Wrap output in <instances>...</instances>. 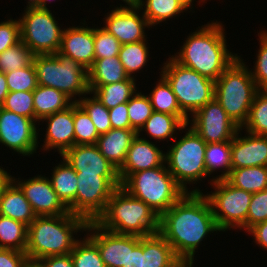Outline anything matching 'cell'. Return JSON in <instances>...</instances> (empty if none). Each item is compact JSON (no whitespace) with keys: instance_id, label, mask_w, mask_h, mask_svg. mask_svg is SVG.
Here are the masks:
<instances>
[{"instance_id":"6da1fadb","label":"cell","mask_w":267,"mask_h":267,"mask_svg":"<svg viewBox=\"0 0 267 267\" xmlns=\"http://www.w3.org/2000/svg\"><path fill=\"white\" fill-rule=\"evenodd\" d=\"M220 232L212 208L203 192H187L159 218V234L175 255L190 266L202 241ZM204 239V240H203Z\"/></svg>"},{"instance_id":"7a4b0ae2","label":"cell","mask_w":267,"mask_h":267,"mask_svg":"<svg viewBox=\"0 0 267 267\" xmlns=\"http://www.w3.org/2000/svg\"><path fill=\"white\" fill-rule=\"evenodd\" d=\"M223 27L218 20L198 26L199 29L186 36L179 52L170 56L180 65L216 81L239 58L228 49Z\"/></svg>"},{"instance_id":"3957f363","label":"cell","mask_w":267,"mask_h":267,"mask_svg":"<svg viewBox=\"0 0 267 267\" xmlns=\"http://www.w3.org/2000/svg\"><path fill=\"white\" fill-rule=\"evenodd\" d=\"M87 223L84 218L70 212L59 216H36L28 226L27 257L41 259L69 254L79 235L85 232Z\"/></svg>"},{"instance_id":"277c9868","label":"cell","mask_w":267,"mask_h":267,"mask_svg":"<svg viewBox=\"0 0 267 267\" xmlns=\"http://www.w3.org/2000/svg\"><path fill=\"white\" fill-rule=\"evenodd\" d=\"M159 218L146 203L120 186L113 191L105 211L95 222L117 234L146 237L159 233Z\"/></svg>"},{"instance_id":"5b68a950","label":"cell","mask_w":267,"mask_h":267,"mask_svg":"<svg viewBox=\"0 0 267 267\" xmlns=\"http://www.w3.org/2000/svg\"><path fill=\"white\" fill-rule=\"evenodd\" d=\"M181 131V134L183 132L185 134L181 135L178 140L176 137L172 145L167 146L168 150L165 152L166 167L186 193L202 192L199 187H194L193 184L197 185L208 177L205 168L207 143L188 124ZM187 185L190 187L192 185L195 189H190Z\"/></svg>"},{"instance_id":"8992f818","label":"cell","mask_w":267,"mask_h":267,"mask_svg":"<svg viewBox=\"0 0 267 267\" xmlns=\"http://www.w3.org/2000/svg\"><path fill=\"white\" fill-rule=\"evenodd\" d=\"M242 55L215 81L214 98L227 115L241 128L247 121L250 107L259 91Z\"/></svg>"},{"instance_id":"52a82bcc","label":"cell","mask_w":267,"mask_h":267,"mask_svg":"<svg viewBox=\"0 0 267 267\" xmlns=\"http://www.w3.org/2000/svg\"><path fill=\"white\" fill-rule=\"evenodd\" d=\"M121 187L146 203L159 217L186 193L174 180L166 164L130 174Z\"/></svg>"},{"instance_id":"ba28073f","label":"cell","mask_w":267,"mask_h":267,"mask_svg":"<svg viewBox=\"0 0 267 267\" xmlns=\"http://www.w3.org/2000/svg\"><path fill=\"white\" fill-rule=\"evenodd\" d=\"M33 64L38 85L62 91L74 102L90 93L88 70L71 57L60 52L34 55Z\"/></svg>"},{"instance_id":"9c48e42d","label":"cell","mask_w":267,"mask_h":267,"mask_svg":"<svg viewBox=\"0 0 267 267\" xmlns=\"http://www.w3.org/2000/svg\"><path fill=\"white\" fill-rule=\"evenodd\" d=\"M159 72L170 84L180 109L191 117L214 99L215 81L177 63L170 55Z\"/></svg>"},{"instance_id":"30bf717a","label":"cell","mask_w":267,"mask_h":267,"mask_svg":"<svg viewBox=\"0 0 267 267\" xmlns=\"http://www.w3.org/2000/svg\"><path fill=\"white\" fill-rule=\"evenodd\" d=\"M214 191L207 197L220 232L230 230L247 233V215L252 193L231 185L226 179L210 184Z\"/></svg>"},{"instance_id":"8fae6325","label":"cell","mask_w":267,"mask_h":267,"mask_svg":"<svg viewBox=\"0 0 267 267\" xmlns=\"http://www.w3.org/2000/svg\"><path fill=\"white\" fill-rule=\"evenodd\" d=\"M24 12V13H23ZM19 19L21 41L34 55L59 52L64 28L50 9L24 8Z\"/></svg>"},{"instance_id":"7c38bea8","label":"cell","mask_w":267,"mask_h":267,"mask_svg":"<svg viewBox=\"0 0 267 267\" xmlns=\"http://www.w3.org/2000/svg\"><path fill=\"white\" fill-rule=\"evenodd\" d=\"M37 122L0 107V144L24 157L37 153L40 145ZM39 128V129H38ZM39 144V145H38Z\"/></svg>"},{"instance_id":"4fadbf2b","label":"cell","mask_w":267,"mask_h":267,"mask_svg":"<svg viewBox=\"0 0 267 267\" xmlns=\"http://www.w3.org/2000/svg\"><path fill=\"white\" fill-rule=\"evenodd\" d=\"M116 188L97 174H77L75 215L87 222L96 221L105 211L107 202Z\"/></svg>"},{"instance_id":"5bb4252c","label":"cell","mask_w":267,"mask_h":267,"mask_svg":"<svg viewBox=\"0 0 267 267\" xmlns=\"http://www.w3.org/2000/svg\"><path fill=\"white\" fill-rule=\"evenodd\" d=\"M188 125L206 143L231 141L240 129L215 98L198 109Z\"/></svg>"},{"instance_id":"9a60e30c","label":"cell","mask_w":267,"mask_h":267,"mask_svg":"<svg viewBox=\"0 0 267 267\" xmlns=\"http://www.w3.org/2000/svg\"><path fill=\"white\" fill-rule=\"evenodd\" d=\"M23 179L11 176V180L21 189L36 216H59L69 212L58 198L47 176L36 174L34 177Z\"/></svg>"},{"instance_id":"2e32d148","label":"cell","mask_w":267,"mask_h":267,"mask_svg":"<svg viewBox=\"0 0 267 267\" xmlns=\"http://www.w3.org/2000/svg\"><path fill=\"white\" fill-rule=\"evenodd\" d=\"M114 8V9H113ZM103 18L105 30L111 33L121 44L147 40L145 29L151 26L139 7L114 6Z\"/></svg>"},{"instance_id":"e0dca14e","label":"cell","mask_w":267,"mask_h":267,"mask_svg":"<svg viewBox=\"0 0 267 267\" xmlns=\"http://www.w3.org/2000/svg\"><path fill=\"white\" fill-rule=\"evenodd\" d=\"M60 157L68 162L76 174H97L104 176L115 188L121 186L118 169L100 153L96 144L74 145Z\"/></svg>"},{"instance_id":"ac0fdd59","label":"cell","mask_w":267,"mask_h":267,"mask_svg":"<svg viewBox=\"0 0 267 267\" xmlns=\"http://www.w3.org/2000/svg\"><path fill=\"white\" fill-rule=\"evenodd\" d=\"M85 234L97 245L106 267H127L128 249H133V235L117 234L88 222Z\"/></svg>"},{"instance_id":"d6986e66","label":"cell","mask_w":267,"mask_h":267,"mask_svg":"<svg viewBox=\"0 0 267 267\" xmlns=\"http://www.w3.org/2000/svg\"><path fill=\"white\" fill-rule=\"evenodd\" d=\"M82 21L78 26L64 28L59 52L89 70L95 61L94 26L89 27L85 20Z\"/></svg>"},{"instance_id":"ffe728a7","label":"cell","mask_w":267,"mask_h":267,"mask_svg":"<svg viewBox=\"0 0 267 267\" xmlns=\"http://www.w3.org/2000/svg\"><path fill=\"white\" fill-rule=\"evenodd\" d=\"M158 146L159 144L137 134L127 151L125 162L118 170L121 183L132 173L163 166L165 152Z\"/></svg>"},{"instance_id":"44dd1931","label":"cell","mask_w":267,"mask_h":267,"mask_svg":"<svg viewBox=\"0 0 267 267\" xmlns=\"http://www.w3.org/2000/svg\"><path fill=\"white\" fill-rule=\"evenodd\" d=\"M46 122V131L43 145L39 149L44 151H57L60 156L75 145L73 104L63 111L56 112L43 118Z\"/></svg>"},{"instance_id":"7402d4cb","label":"cell","mask_w":267,"mask_h":267,"mask_svg":"<svg viewBox=\"0 0 267 267\" xmlns=\"http://www.w3.org/2000/svg\"><path fill=\"white\" fill-rule=\"evenodd\" d=\"M242 132L240 128L231 140L232 169L267 166V136Z\"/></svg>"},{"instance_id":"603a6c76","label":"cell","mask_w":267,"mask_h":267,"mask_svg":"<svg viewBox=\"0 0 267 267\" xmlns=\"http://www.w3.org/2000/svg\"><path fill=\"white\" fill-rule=\"evenodd\" d=\"M138 133L133 129H110L99 136L96 145L100 153L118 170L125 162L127 151Z\"/></svg>"},{"instance_id":"cb8c5ba5","label":"cell","mask_w":267,"mask_h":267,"mask_svg":"<svg viewBox=\"0 0 267 267\" xmlns=\"http://www.w3.org/2000/svg\"><path fill=\"white\" fill-rule=\"evenodd\" d=\"M0 215L20 221L27 226L36 218L31 204L12 180L7 183L1 192Z\"/></svg>"},{"instance_id":"d4e9b609","label":"cell","mask_w":267,"mask_h":267,"mask_svg":"<svg viewBox=\"0 0 267 267\" xmlns=\"http://www.w3.org/2000/svg\"><path fill=\"white\" fill-rule=\"evenodd\" d=\"M52 169V175L48 177L52 188L57 193L58 198L68 208V211L75 215V197L77 193L76 171L63 157Z\"/></svg>"},{"instance_id":"484cf974","label":"cell","mask_w":267,"mask_h":267,"mask_svg":"<svg viewBox=\"0 0 267 267\" xmlns=\"http://www.w3.org/2000/svg\"><path fill=\"white\" fill-rule=\"evenodd\" d=\"M184 126L185 124L175 115L153 111L144 126L139 130L138 135L146 140L149 137L150 141L155 139V143L166 141L168 144L171 139L173 141L178 137L176 135H179L178 133L181 132ZM143 133H145V136L147 134V138L144 137Z\"/></svg>"},{"instance_id":"4316f807","label":"cell","mask_w":267,"mask_h":267,"mask_svg":"<svg viewBox=\"0 0 267 267\" xmlns=\"http://www.w3.org/2000/svg\"><path fill=\"white\" fill-rule=\"evenodd\" d=\"M33 103L35 121L39 126L43 118L67 109L74 101L62 91L38 85L33 91Z\"/></svg>"},{"instance_id":"83f0119b","label":"cell","mask_w":267,"mask_h":267,"mask_svg":"<svg viewBox=\"0 0 267 267\" xmlns=\"http://www.w3.org/2000/svg\"><path fill=\"white\" fill-rule=\"evenodd\" d=\"M205 168L207 176L210 177V182L208 180L209 184L213 181L224 180L229 176L232 170L231 141L207 143L205 149ZM218 171L219 174L221 173L220 175H218ZM214 173L217 175L215 176Z\"/></svg>"},{"instance_id":"f1b7e54d","label":"cell","mask_w":267,"mask_h":267,"mask_svg":"<svg viewBox=\"0 0 267 267\" xmlns=\"http://www.w3.org/2000/svg\"><path fill=\"white\" fill-rule=\"evenodd\" d=\"M129 78L118 56L95 59L92 67L88 70L89 91L92 92L100 85L116 83Z\"/></svg>"},{"instance_id":"f546056e","label":"cell","mask_w":267,"mask_h":267,"mask_svg":"<svg viewBox=\"0 0 267 267\" xmlns=\"http://www.w3.org/2000/svg\"><path fill=\"white\" fill-rule=\"evenodd\" d=\"M144 267H171L179 258L159 234L143 237Z\"/></svg>"},{"instance_id":"4dcf8cb0","label":"cell","mask_w":267,"mask_h":267,"mask_svg":"<svg viewBox=\"0 0 267 267\" xmlns=\"http://www.w3.org/2000/svg\"><path fill=\"white\" fill-rule=\"evenodd\" d=\"M154 88L146 95L149 97L153 111L177 116L185 125L189 117L180 109L177 98L167 80L159 74Z\"/></svg>"},{"instance_id":"1f68e13d","label":"cell","mask_w":267,"mask_h":267,"mask_svg":"<svg viewBox=\"0 0 267 267\" xmlns=\"http://www.w3.org/2000/svg\"><path fill=\"white\" fill-rule=\"evenodd\" d=\"M142 14L147 19L151 28L166 23L171 18H177L188 11L182 4L176 0H141L138 6Z\"/></svg>"},{"instance_id":"d6a6232c","label":"cell","mask_w":267,"mask_h":267,"mask_svg":"<svg viewBox=\"0 0 267 267\" xmlns=\"http://www.w3.org/2000/svg\"><path fill=\"white\" fill-rule=\"evenodd\" d=\"M137 79L130 77L127 80L100 85L91 93L108 109L128 102L130 98L139 90L136 86ZM138 89V90H137Z\"/></svg>"},{"instance_id":"836d02e7","label":"cell","mask_w":267,"mask_h":267,"mask_svg":"<svg viewBox=\"0 0 267 267\" xmlns=\"http://www.w3.org/2000/svg\"><path fill=\"white\" fill-rule=\"evenodd\" d=\"M226 180L246 192H260L267 189V166L232 169Z\"/></svg>"},{"instance_id":"e575fe53","label":"cell","mask_w":267,"mask_h":267,"mask_svg":"<svg viewBox=\"0 0 267 267\" xmlns=\"http://www.w3.org/2000/svg\"><path fill=\"white\" fill-rule=\"evenodd\" d=\"M147 41L149 40L121 45L118 57L129 77L137 79L136 74L143 72L142 69L147 66L150 58Z\"/></svg>"},{"instance_id":"d590c367","label":"cell","mask_w":267,"mask_h":267,"mask_svg":"<svg viewBox=\"0 0 267 267\" xmlns=\"http://www.w3.org/2000/svg\"><path fill=\"white\" fill-rule=\"evenodd\" d=\"M28 226L24 223L0 215V248L25 252Z\"/></svg>"},{"instance_id":"8d00e7d4","label":"cell","mask_w":267,"mask_h":267,"mask_svg":"<svg viewBox=\"0 0 267 267\" xmlns=\"http://www.w3.org/2000/svg\"><path fill=\"white\" fill-rule=\"evenodd\" d=\"M241 129L253 135L267 136V90L256 93L248 119Z\"/></svg>"},{"instance_id":"74e56055","label":"cell","mask_w":267,"mask_h":267,"mask_svg":"<svg viewBox=\"0 0 267 267\" xmlns=\"http://www.w3.org/2000/svg\"><path fill=\"white\" fill-rule=\"evenodd\" d=\"M74 267H106L97 245L84 234L70 252Z\"/></svg>"},{"instance_id":"f35d334b","label":"cell","mask_w":267,"mask_h":267,"mask_svg":"<svg viewBox=\"0 0 267 267\" xmlns=\"http://www.w3.org/2000/svg\"><path fill=\"white\" fill-rule=\"evenodd\" d=\"M75 145H94L99 134L87 112L77 103H73Z\"/></svg>"},{"instance_id":"ab89813d","label":"cell","mask_w":267,"mask_h":267,"mask_svg":"<svg viewBox=\"0 0 267 267\" xmlns=\"http://www.w3.org/2000/svg\"><path fill=\"white\" fill-rule=\"evenodd\" d=\"M33 52L20 41L0 54V72L9 73L33 63Z\"/></svg>"},{"instance_id":"60d3db41","label":"cell","mask_w":267,"mask_h":267,"mask_svg":"<svg viewBox=\"0 0 267 267\" xmlns=\"http://www.w3.org/2000/svg\"><path fill=\"white\" fill-rule=\"evenodd\" d=\"M90 95V97L88 96ZM92 93L84 95L77 103L87 112L99 135L112 129L109 110Z\"/></svg>"},{"instance_id":"b9f144b4","label":"cell","mask_w":267,"mask_h":267,"mask_svg":"<svg viewBox=\"0 0 267 267\" xmlns=\"http://www.w3.org/2000/svg\"><path fill=\"white\" fill-rule=\"evenodd\" d=\"M127 109L131 129L138 133L153 112L150 99L146 93L137 91L127 102Z\"/></svg>"},{"instance_id":"7bdbcfd3","label":"cell","mask_w":267,"mask_h":267,"mask_svg":"<svg viewBox=\"0 0 267 267\" xmlns=\"http://www.w3.org/2000/svg\"><path fill=\"white\" fill-rule=\"evenodd\" d=\"M0 107L20 116L35 120L33 91L9 92Z\"/></svg>"},{"instance_id":"ee69618b","label":"cell","mask_w":267,"mask_h":267,"mask_svg":"<svg viewBox=\"0 0 267 267\" xmlns=\"http://www.w3.org/2000/svg\"><path fill=\"white\" fill-rule=\"evenodd\" d=\"M258 37L259 49L250 72L258 89L267 90V30H260Z\"/></svg>"},{"instance_id":"f6af8a7d","label":"cell","mask_w":267,"mask_h":267,"mask_svg":"<svg viewBox=\"0 0 267 267\" xmlns=\"http://www.w3.org/2000/svg\"><path fill=\"white\" fill-rule=\"evenodd\" d=\"M5 75L9 92L34 91L38 86L36 70L33 63L24 68L13 70Z\"/></svg>"},{"instance_id":"bcb514c9","label":"cell","mask_w":267,"mask_h":267,"mask_svg":"<svg viewBox=\"0 0 267 267\" xmlns=\"http://www.w3.org/2000/svg\"><path fill=\"white\" fill-rule=\"evenodd\" d=\"M121 43L103 27L94 25L95 59L118 56Z\"/></svg>"},{"instance_id":"7dc6e473","label":"cell","mask_w":267,"mask_h":267,"mask_svg":"<svg viewBox=\"0 0 267 267\" xmlns=\"http://www.w3.org/2000/svg\"><path fill=\"white\" fill-rule=\"evenodd\" d=\"M267 220V189L252 194L248 215H247V231Z\"/></svg>"},{"instance_id":"c3c4849f","label":"cell","mask_w":267,"mask_h":267,"mask_svg":"<svg viewBox=\"0 0 267 267\" xmlns=\"http://www.w3.org/2000/svg\"><path fill=\"white\" fill-rule=\"evenodd\" d=\"M21 41L20 21L9 17L0 22V54Z\"/></svg>"},{"instance_id":"681fc988","label":"cell","mask_w":267,"mask_h":267,"mask_svg":"<svg viewBox=\"0 0 267 267\" xmlns=\"http://www.w3.org/2000/svg\"><path fill=\"white\" fill-rule=\"evenodd\" d=\"M108 110L112 129H131L130 120L128 117L127 102L119 104Z\"/></svg>"},{"instance_id":"f907efd6","label":"cell","mask_w":267,"mask_h":267,"mask_svg":"<svg viewBox=\"0 0 267 267\" xmlns=\"http://www.w3.org/2000/svg\"><path fill=\"white\" fill-rule=\"evenodd\" d=\"M26 259L25 252L0 248V267H23Z\"/></svg>"},{"instance_id":"816d5d0a","label":"cell","mask_w":267,"mask_h":267,"mask_svg":"<svg viewBox=\"0 0 267 267\" xmlns=\"http://www.w3.org/2000/svg\"><path fill=\"white\" fill-rule=\"evenodd\" d=\"M127 267H144L143 237L133 235V249H128Z\"/></svg>"},{"instance_id":"f5cc1de1","label":"cell","mask_w":267,"mask_h":267,"mask_svg":"<svg viewBox=\"0 0 267 267\" xmlns=\"http://www.w3.org/2000/svg\"><path fill=\"white\" fill-rule=\"evenodd\" d=\"M247 232L248 236H253L252 240L259 248L267 250V220L251 227Z\"/></svg>"},{"instance_id":"db71d44e","label":"cell","mask_w":267,"mask_h":267,"mask_svg":"<svg viewBox=\"0 0 267 267\" xmlns=\"http://www.w3.org/2000/svg\"><path fill=\"white\" fill-rule=\"evenodd\" d=\"M45 267H74L70 253L57 256H46L40 259Z\"/></svg>"},{"instance_id":"11a10c76","label":"cell","mask_w":267,"mask_h":267,"mask_svg":"<svg viewBox=\"0 0 267 267\" xmlns=\"http://www.w3.org/2000/svg\"><path fill=\"white\" fill-rule=\"evenodd\" d=\"M9 90L7 86V79L5 73L0 72V106L3 104L5 97L8 95Z\"/></svg>"},{"instance_id":"9f6ffc18","label":"cell","mask_w":267,"mask_h":267,"mask_svg":"<svg viewBox=\"0 0 267 267\" xmlns=\"http://www.w3.org/2000/svg\"><path fill=\"white\" fill-rule=\"evenodd\" d=\"M5 169L6 168H3L2 165L0 166V195H1L3 188L11 180V176H12V174L10 172L8 173Z\"/></svg>"},{"instance_id":"6f0895ef","label":"cell","mask_w":267,"mask_h":267,"mask_svg":"<svg viewBox=\"0 0 267 267\" xmlns=\"http://www.w3.org/2000/svg\"><path fill=\"white\" fill-rule=\"evenodd\" d=\"M176 1H178L180 4H182L187 10H188V12L190 13V12H192V13H194L195 11H194V7L193 6H196V5H194L193 3H194V1H196V0H176ZM205 1H207V0H198V3L200 4V5H203L204 3H207V2H205ZM202 3V4H201ZM193 11H192V10ZM190 10V11H189Z\"/></svg>"},{"instance_id":"680465c9","label":"cell","mask_w":267,"mask_h":267,"mask_svg":"<svg viewBox=\"0 0 267 267\" xmlns=\"http://www.w3.org/2000/svg\"><path fill=\"white\" fill-rule=\"evenodd\" d=\"M23 267H45V265L40 259H32L27 257Z\"/></svg>"},{"instance_id":"91938a15","label":"cell","mask_w":267,"mask_h":267,"mask_svg":"<svg viewBox=\"0 0 267 267\" xmlns=\"http://www.w3.org/2000/svg\"><path fill=\"white\" fill-rule=\"evenodd\" d=\"M125 5L120 4V7H138L141 0H121Z\"/></svg>"},{"instance_id":"94428289","label":"cell","mask_w":267,"mask_h":267,"mask_svg":"<svg viewBox=\"0 0 267 267\" xmlns=\"http://www.w3.org/2000/svg\"><path fill=\"white\" fill-rule=\"evenodd\" d=\"M41 3V0H28L26 8H35L38 7Z\"/></svg>"},{"instance_id":"6125c7cd","label":"cell","mask_w":267,"mask_h":267,"mask_svg":"<svg viewBox=\"0 0 267 267\" xmlns=\"http://www.w3.org/2000/svg\"><path fill=\"white\" fill-rule=\"evenodd\" d=\"M171 267H190V265L186 261L178 259Z\"/></svg>"},{"instance_id":"be15d7a7","label":"cell","mask_w":267,"mask_h":267,"mask_svg":"<svg viewBox=\"0 0 267 267\" xmlns=\"http://www.w3.org/2000/svg\"><path fill=\"white\" fill-rule=\"evenodd\" d=\"M51 1H54L55 2V0H41V3L39 4V6L37 8L47 9L48 10L50 8V6L47 3L51 2Z\"/></svg>"}]
</instances>
